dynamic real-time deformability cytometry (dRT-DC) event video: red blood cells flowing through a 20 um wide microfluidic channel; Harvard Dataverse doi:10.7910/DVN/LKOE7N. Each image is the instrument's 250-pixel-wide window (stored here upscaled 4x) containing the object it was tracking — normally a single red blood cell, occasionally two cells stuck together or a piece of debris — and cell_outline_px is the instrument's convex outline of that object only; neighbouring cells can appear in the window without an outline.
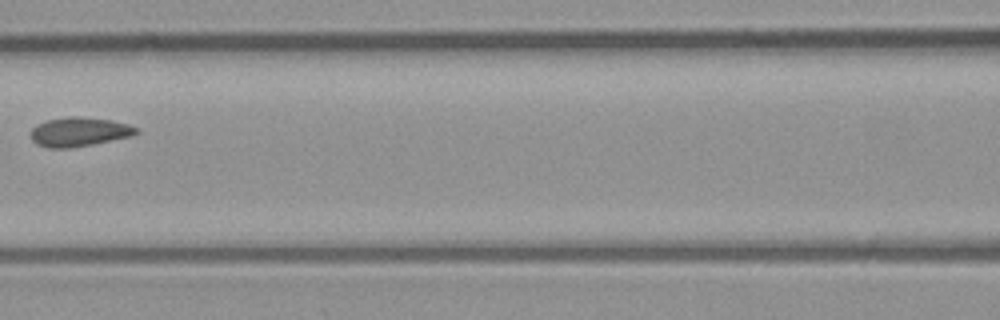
{"species": "common noctule bat (a hibernating species)", "species_latin": "Nyctalus noctula", "temperature_condition": "room temperature", "stored_images_in_passage": 6, "camera_frame_rate_fps": 3000, "um_per_image_px": 0.085, "animal": {"sex": "male", "body_mass_g": 23.1, "forearm_length_mm": 52.7}, "frame": {"image": 1, "passage_image": 6, "time_ms": 1.667, "image_size_px": [1000, 320], "cell_outline_px": [[140, 132], [132, 136], [92, 144], [68, 148], [48, 148], [36, 144], [32, 140], [32, 128], [36, 124], [48, 120], [68, 116], [80, 116], [112, 120], [128, 124], [140, 128]], "centroid_in_image_um": [6.76, 11.2], "position_along_channel_um": 159.8, "area_um2": 18.03}}